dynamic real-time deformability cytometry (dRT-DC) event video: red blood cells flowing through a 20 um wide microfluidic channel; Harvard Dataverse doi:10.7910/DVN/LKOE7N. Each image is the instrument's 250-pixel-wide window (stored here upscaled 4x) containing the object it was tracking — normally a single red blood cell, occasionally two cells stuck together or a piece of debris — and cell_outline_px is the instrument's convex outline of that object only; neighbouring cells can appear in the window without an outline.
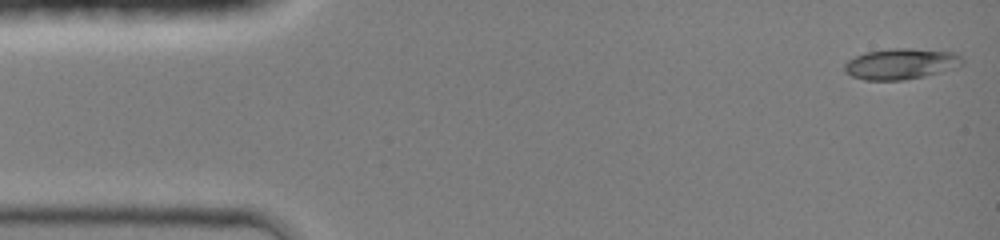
{"species": "common noctule bat (a hibernating species)", "species_latin": "Nyctalus noctula", "temperature_condition": "room temperature", "stored_images_in_passage": 44, "camera_frame_rate_fps": 3000, "um_per_image_px": 0.085, "animal": {"sex": "female", "body_mass_g": 19.0, "forearm_length_mm": 51.5}, "frame": {"image": 1, "passage_image": 1, "time_ms": 0.0, "image_size_px": [1000, 240], "cell_outline_px": [[964, 64], [956, 68], [924, 76], [904, 80], [864, 80], [852, 76], [844, 72], [844, 64], [848, 60], [864, 52], [892, 48], [912, 48], [956, 52], [964, 60]], "centroid_in_image_um": [76.6, 5.42], "position_along_channel_um": 8.4, "area_um2": 21.44}}
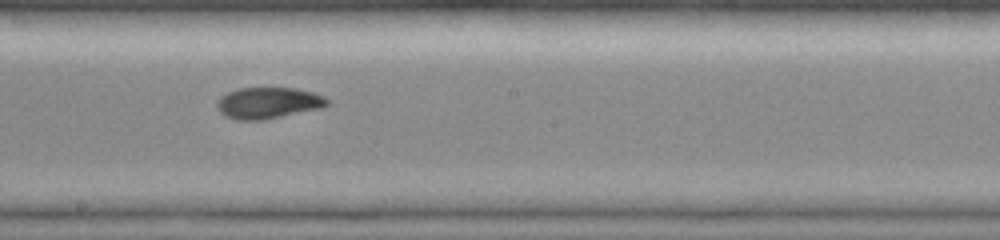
{"frame": {"image": 2, "passage_image": 24, "time_ms": 7.667, "image_size_px": [1000, 240], "cell_outline_px": [[328, 104], [320, 108], [264, 120], [236, 120], [224, 116], [216, 108], [216, 100], [220, 96], [228, 92], [240, 88], [296, 88], [312, 92], [324, 96], [328, 100]], "centroid_in_image_um": [22.74, 8.75], "position_along_channel_um": 225.5, "area_um2": 20.17}}
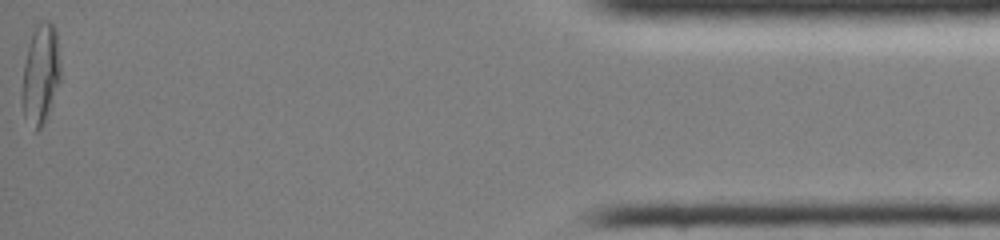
{"frame": {"image": 3, "passage_image": 44, "time_ms": 14.333, "image_size_px": [1000, 240], "cell_outline_px": [[60, 80], [44, 124], [36, 132], [24, 116], [20, 100], [20, 92], [24, 64], [32, 24], [36, 20], [48, 20], [56, 28], [60, 60]], "centroid_in_image_um": [3.42, 6.22], "position_along_channel_um": 431.8, "area_um2": 23.24}, "authors_computed_cell_mechanics": {"area_um2": 20.0277, "velocity_mm_per_s": 4.3111, "shape_relaxation_time_tau1_ms": null, "shape_relaxation_time_tau2_ms": 1.7489, "deformation_change_tau1": null, "deformation_change_tau2": 0.0493}}